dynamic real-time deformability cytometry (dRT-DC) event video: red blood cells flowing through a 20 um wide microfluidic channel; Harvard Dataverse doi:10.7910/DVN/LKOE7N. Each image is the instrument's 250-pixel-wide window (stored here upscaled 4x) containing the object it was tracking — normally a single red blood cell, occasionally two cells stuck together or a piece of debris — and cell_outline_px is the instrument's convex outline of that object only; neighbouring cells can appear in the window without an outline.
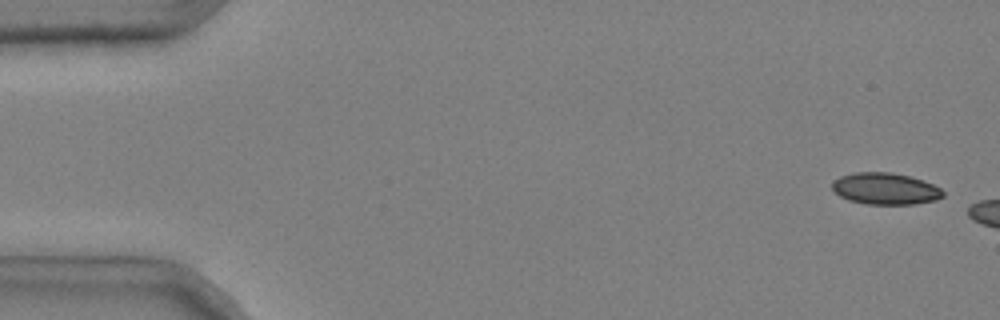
{"species": "common noctule bat (a hibernating species)", "species_latin": "Nyctalus noctula", "temperature_condition": "cold", "stored_images_in_passage": 7, "camera_frame_rate_fps": 3000, "um_per_image_px": 0.085, "animal": {"sex": "male", "body_mass_g": 20.4}, "frame": {"image": 1, "passage_image": 2, "time_ms": 0.333, "image_size_px": [1000, 320], "cell_outline_px": [[944, 196], [936, 200], [916, 204], [864, 204], [848, 200], [840, 196], [832, 188], [832, 180], [840, 176], [856, 172], [892, 172], [924, 180], [940, 188], [944, 192]], "centroid_in_image_um": [75.25, 16.04], "position_along_channel_um": 9.8, "area_um2": 20.58}}